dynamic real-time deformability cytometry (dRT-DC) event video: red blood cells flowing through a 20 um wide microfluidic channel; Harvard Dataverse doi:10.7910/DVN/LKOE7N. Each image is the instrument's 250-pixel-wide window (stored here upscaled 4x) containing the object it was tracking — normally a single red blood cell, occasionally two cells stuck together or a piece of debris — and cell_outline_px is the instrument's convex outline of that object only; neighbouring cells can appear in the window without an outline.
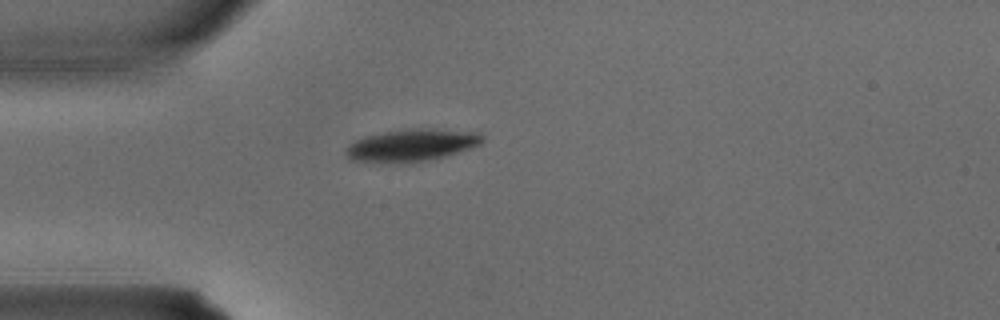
{"species": "common noctule bat (a hibernating species)", "species_latin": "Nyctalus noctula", "temperature_condition": "warm", "stored_images_in_passage": 1, "camera_frame_rate_fps": 3000, "um_per_image_px": 0.085, "animal": {"sex": "male", "body_mass_g": 15.6}, "frame": {"image": 1, "passage_image": 1, "time_ms": 0.0, "image_size_px": [1000, 320], "cell_outline_px": [[484, 140], [480, 144], [448, 156], [432, 160], [412, 164], [372, 164], [352, 160], [344, 152], [344, 148], [348, 144], [364, 136], [384, 132], [412, 128], [424, 128], [476, 132], [484, 136]], "centroid_in_image_um": [34.92, 12.39], "position_along_channel_um": 50.1, "area_um2": 26.53}}